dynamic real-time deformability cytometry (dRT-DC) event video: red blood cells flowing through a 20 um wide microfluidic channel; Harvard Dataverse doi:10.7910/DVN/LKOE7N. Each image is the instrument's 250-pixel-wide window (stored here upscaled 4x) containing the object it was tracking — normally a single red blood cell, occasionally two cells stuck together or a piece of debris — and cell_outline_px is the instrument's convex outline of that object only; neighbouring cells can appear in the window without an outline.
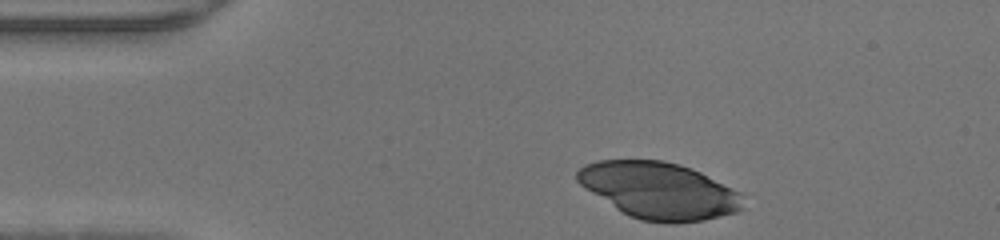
{"species": "human", "species_latin": "Homo sapiens", "temperature_condition": "warm", "stored_images_in_passage": 30, "camera_frame_rate_fps": 3000, "um_per_image_px": 0.085, "donor": {"sex": "male"}, "frame": {"image": 1, "passage_image": 1, "time_ms": 0.0, "image_size_px": [1000, 240], "cell_outline_px": [[744, 208], [736, 212], [704, 220], [676, 224], [668, 224], [640, 220], [628, 216], [584, 188], [576, 180], [576, 172], [584, 164], [596, 160], [664, 160], [680, 164], [692, 168], [740, 192]], "centroid_in_image_um": [56.0, 16.2], "position_along_channel_um": 29.0, "area_um2": 54.91}}